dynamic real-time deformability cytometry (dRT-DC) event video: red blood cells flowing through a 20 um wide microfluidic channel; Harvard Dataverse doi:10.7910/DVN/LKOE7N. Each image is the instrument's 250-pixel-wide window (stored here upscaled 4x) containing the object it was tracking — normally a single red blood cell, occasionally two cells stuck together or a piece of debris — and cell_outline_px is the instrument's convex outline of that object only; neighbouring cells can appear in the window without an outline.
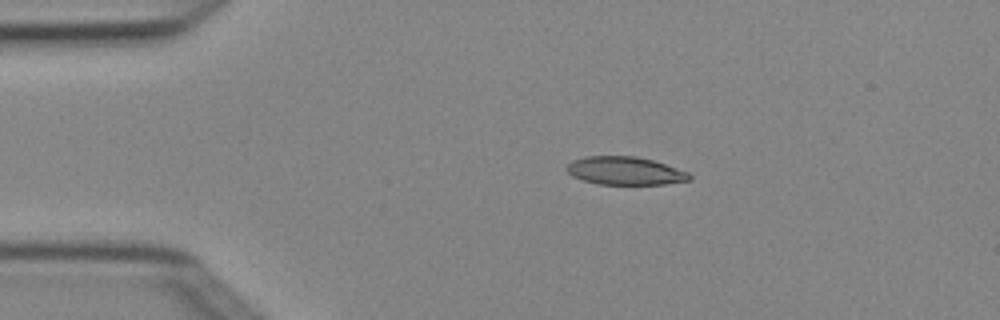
{"species": "Egyptian fruit bat (a non-hibernating species)", "species_latin": "Rousettus aegyptiacus", "temperature_condition": "cold", "stored_images_in_passage": 3, "camera_frame_rate_fps": 3000, "um_per_image_px": 0.085, "animal": {"sex": "female"}, "frame": {"image": 1, "passage_image": 1, "time_ms": 0.0, "image_size_px": [1000, 320], "cell_outline_px": [[692, 180], [664, 184], [596, 184], [572, 176], [564, 168], [572, 160], [584, 156], [636, 156], [652, 160], [688, 172], [692, 176]], "centroid_in_image_um": [53.11, 14.52], "position_along_channel_um": 31.9, "area_um2": 20.11}}